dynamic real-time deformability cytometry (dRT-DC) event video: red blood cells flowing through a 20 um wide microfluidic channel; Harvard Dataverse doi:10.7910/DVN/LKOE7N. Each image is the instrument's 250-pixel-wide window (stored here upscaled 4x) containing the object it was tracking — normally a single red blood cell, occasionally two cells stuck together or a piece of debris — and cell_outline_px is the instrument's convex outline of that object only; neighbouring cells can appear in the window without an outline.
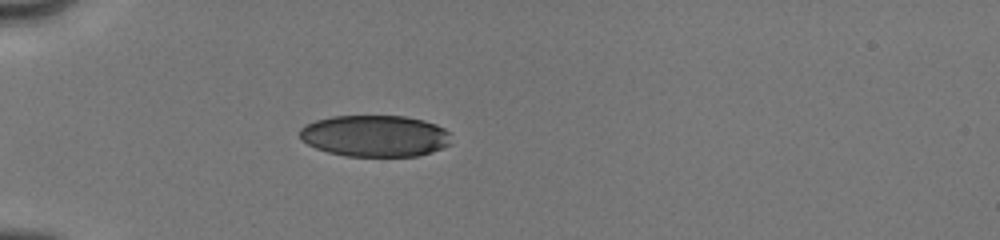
{"species": "human", "species_latin": "Homo sapiens", "temperature_condition": "cold", "stored_images_in_passage": 7, "camera_frame_rate_fps": 3000, "um_per_image_px": 0.085, "donor": {"sex": "male"}, "frame": {"image": 1, "passage_image": 1, "time_ms": 0.0, "image_size_px": [1000, 240], "cell_outline_px": [[452, 144], [432, 152], [416, 156], [344, 156], [328, 152], [316, 148], [300, 140], [300, 128], [304, 124], [316, 120], [332, 116], [404, 116], [424, 120], [436, 124], [444, 128], [448, 132]], "centroid_in_image_um": [31.87, 11.55], "position_along_channel_um": 53.1, "area_um2": 36.93}}
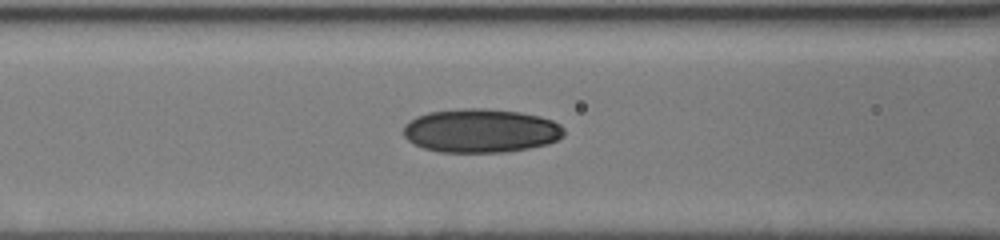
{"frame": {"image": 2, "passage_image": 5, "time_ms": 2.333, "image_size_px": [1000, 240], "cell_outline_px": [[564, 136], [548, 144], [528, 148], [504, 152], [440, 152], [424, 148], [408, 140], [404, 136], [404, 124], [416, 116], [428, 112], [460, 108], [488, 108], [520, 112], [540, 116], [552, 120], [560, 124], [564, 128]], "centroid_in_image_um": [40.88, 11.1], "position_along_channel_um": 125.7, "area_um2": 41.15}}
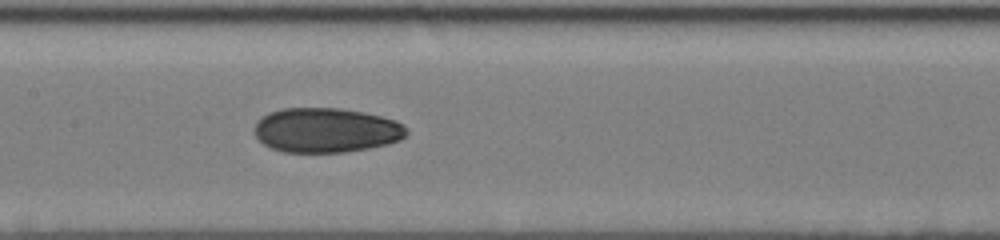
{"frame": {"image": 3, "passage_image": 7, "time_ms": 3.667, "image_size_px": [1000, 240], "cell_outline_px": [[408, 132], [400, 140], [388, 144], [368, 148], [344, 152], [284, 152], [272, 148], [264, 144], [252, 132], [256, 120], [268, 112], [284, 108], [340, 108], [364, 112], [396, 120], [404, 124], [408, 128]], "centroid_in_image_um": [27.71, 11.06], "position_along_channel_um": 179.7, "area_um2": 39.88}}